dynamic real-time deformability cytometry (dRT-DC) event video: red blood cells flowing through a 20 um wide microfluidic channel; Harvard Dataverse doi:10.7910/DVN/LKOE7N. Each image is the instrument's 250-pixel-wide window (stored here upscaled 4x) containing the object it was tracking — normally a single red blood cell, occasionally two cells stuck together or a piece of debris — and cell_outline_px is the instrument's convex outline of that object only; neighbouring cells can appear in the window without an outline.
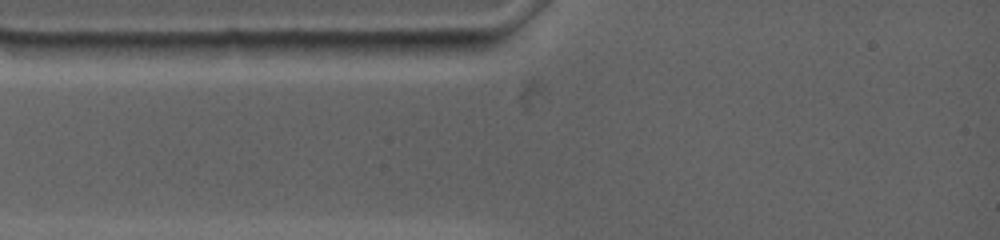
{"species": "common noctule bat (a hibernating species)", "species_latin": "Nyctalus noctula", "temperature_condition": "warm", "stored_images_in_passage": 2, "camera_frame_rate_fps": 4500, "um_per_image_px": 0.085, "animal": {"sex": "female", "body_mass_g": 19.0, "forearm_length_mm": 53.3}, "frame": {"image": 1, "passage_image": 1, "time_ms": 0.0, "image_size_px": [1000, 240], "cell_outline_px": [[196, 44], [192, 60], [64, 60], [44, 52], [36, 44], [80, 40], [140, 40]], "centroid_in_image_um": [10.13, 4.27], "position_along_channel_um": 74.9, "area_um2": 20.17}}